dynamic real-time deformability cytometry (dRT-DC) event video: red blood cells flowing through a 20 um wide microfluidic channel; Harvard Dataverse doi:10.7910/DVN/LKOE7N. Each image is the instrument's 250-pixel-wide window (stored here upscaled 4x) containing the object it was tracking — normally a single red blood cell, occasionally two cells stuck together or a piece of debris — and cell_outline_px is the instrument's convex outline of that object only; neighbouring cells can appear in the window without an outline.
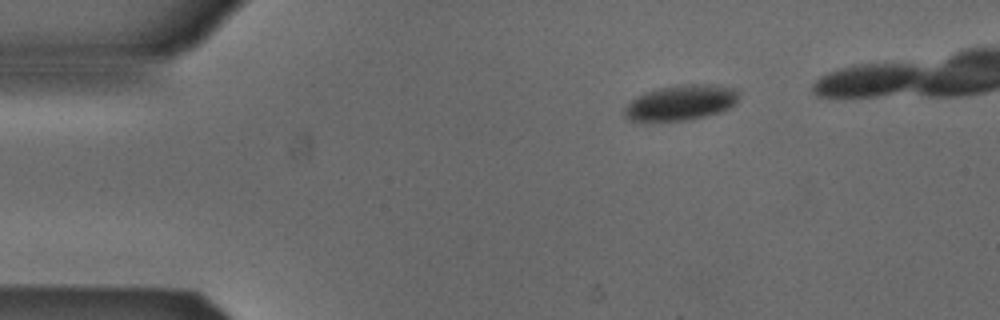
{"species": "Egyptian fruit bat (a non-hibernating species)", "species_latin": "Rousettus aegyptiacus", "temperature_condition": "cold", "stored_images_in_passage": 8, "camera_frame_rate_fps": 3000, "um_per_image_px": 0.085, "animal": {"sex": "male"}, "frame": {"image": 1, "passage_image": 1, "time_ms": 0.0, "image_size_px": [1000, 320], "cell_outline_px": [[736, 104], [720, 112], [692, 120], [644, 124], [628, 120], [624, 116], [624, 108], [636, 96], [644, 92], [656, 88], [680, 84], [708, 84], [732, 88], [736, 92]], "centroid_in_image_um": [57.75, 8.78], "position_along_channel_um": 27.2, "area_um2": 24.28}}
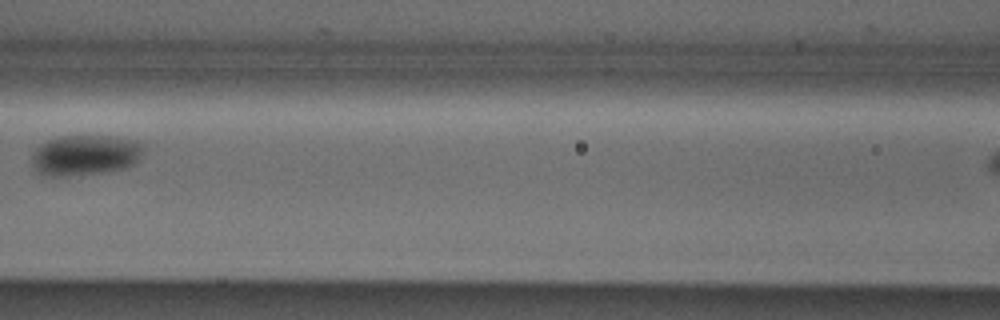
{"frame": {"image": 2, "passage_image": 5, "time_ms": 1.333, "image_size_px": [1000, 320], "cell_outline_px": [[144, 148], [140, 160], [136, 164], [124, 168], [96, 172], [64, 176], [44, 176], [32, 164], [32, 156], [36, 148], [40, 144], [48, 140], [60, 136], [80, 132], [120, 136], [136, 140], [144, 144]], "centroid_in_image_um": [7.29, 13.1], "position_along_channel_um": 159.3, "area_um2": 27.28}}
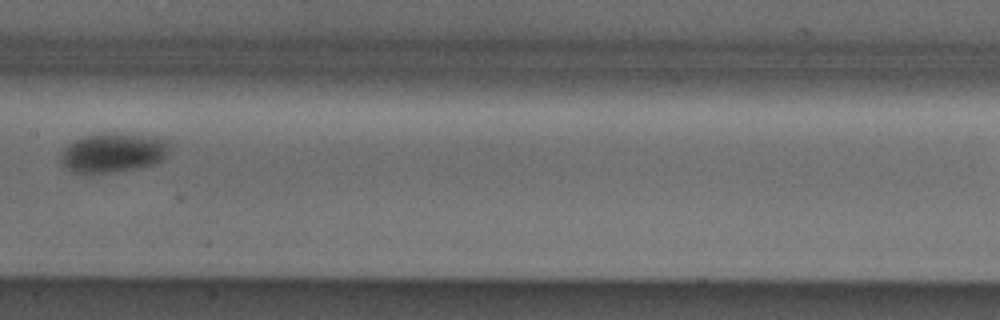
{"frame": {"image": 3, "passage_image": 6, "time_ms": 1.667, "image_size_px": [1000, 320], "cell_outline_px": [[168, 148], [164, 156], [156, 164], [132, 168], [104, 172], [76, 172], [68, 168], [60, 160], [60, 152], [68, 144], [84, 136], [104, 132], [136, 132], [156, 136], [168, 140]], "centroid_in_image_um": [9.64, 12.9], "position_along_channel_um": 197.8, "area_um2": 24.97}}